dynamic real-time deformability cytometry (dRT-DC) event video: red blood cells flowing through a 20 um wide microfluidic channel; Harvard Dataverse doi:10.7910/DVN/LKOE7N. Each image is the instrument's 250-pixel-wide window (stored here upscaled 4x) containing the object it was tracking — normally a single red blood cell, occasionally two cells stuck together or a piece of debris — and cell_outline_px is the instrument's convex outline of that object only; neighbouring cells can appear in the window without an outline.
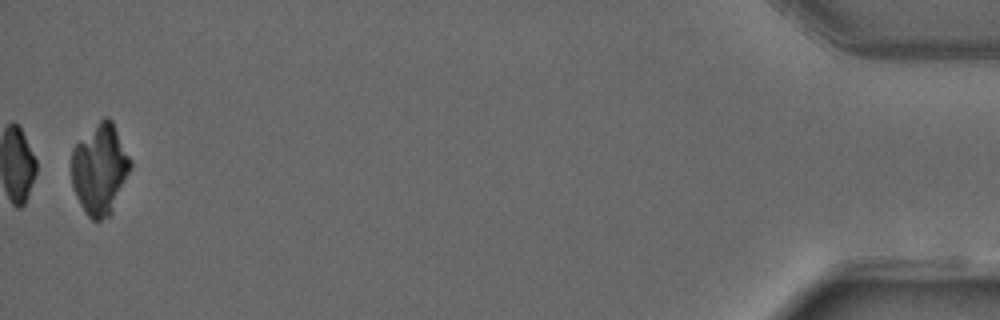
{"species": "common noctule bat (a hibernating species)", "species_latin": "Nyctalus noctula", "temperature_condition": "warm", "stored_images_in_passage": 50, "camera_frame_rate_fps": 3000, "um_per_image_px": 0.085, "animal": {"sex": "male", "forearm_length_mm": 52.5}, "frame": {"image": 1, "passage_image": 50, "time_ms": 16.333, "image_size_px": [1000, 320], "cell_outline_px": [[132, 168], [112, 212], [108, 216], [100, 220], [92, 220], [84, 212], [72, 188], [72, 148], [104, 116], [108, 116], [112, 120], [132, 160]], "centroid_in_image_um": [8.51, 14.39], "position_along_channel_um": 426.7, "area_um2": 31.27}}